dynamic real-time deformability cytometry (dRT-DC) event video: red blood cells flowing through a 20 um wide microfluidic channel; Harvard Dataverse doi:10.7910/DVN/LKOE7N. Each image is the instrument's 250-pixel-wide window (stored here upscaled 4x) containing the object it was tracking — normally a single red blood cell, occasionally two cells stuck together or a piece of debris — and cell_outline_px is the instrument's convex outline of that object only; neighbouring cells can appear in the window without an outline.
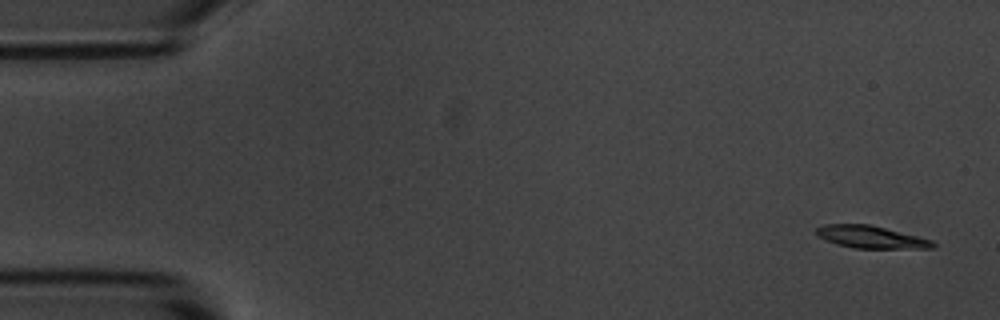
{"species": "common noctule bat (a hibernating species)", "species_latin": "Nyctalus noctula", "temperature_condition": "room temperature", "stored_images_in_passage": 4, "camera_frame_rate_fps": 3000, "um_per_image_px": 0.085, "animal": {"sex": "male", "body_mass_g": 20.1, "forearm_length_mm": 53.5}, "frame": {"image": 1, "passage_image": 1, "time_ms": 0.0, "image_size_px": [1000, 320], "cell_outline_px": [[936, 248], [852, 248], [836, 244], [824, 240], [816, 236], [816, 228], [824, 224], [868, 224], [932, 240], [936, 244]], "centroid_in_image_um": [73.97, 20.15], "position_along_channel_um": 11.0, "area_um2": 15.14}}
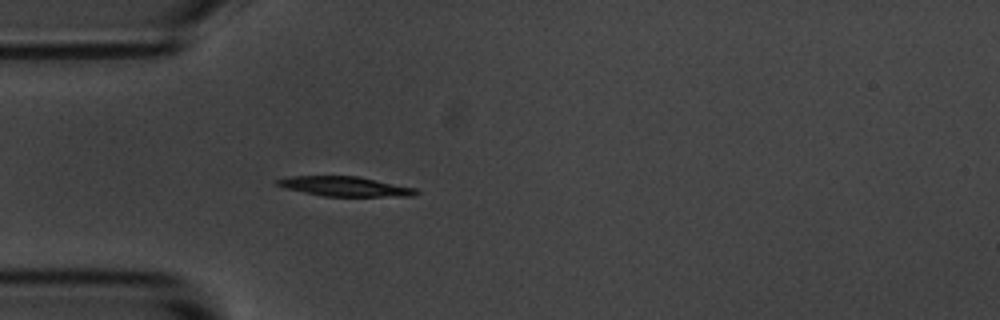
{"frame": {"image": 2, "passage_image": 4, "time_ms": 4.333, "image_size_px": [1000, 320], "cell_outline_px": [[420, 192], [412, 196], [324, 196], [284, 188], [276, 184], [276, 180], [292, 176], [356, 176], [416, 188]], "centroid_in_image_um": [29.32, 15.85], "position_along_channel_um": 55.7, "area_um2": 15.72}}